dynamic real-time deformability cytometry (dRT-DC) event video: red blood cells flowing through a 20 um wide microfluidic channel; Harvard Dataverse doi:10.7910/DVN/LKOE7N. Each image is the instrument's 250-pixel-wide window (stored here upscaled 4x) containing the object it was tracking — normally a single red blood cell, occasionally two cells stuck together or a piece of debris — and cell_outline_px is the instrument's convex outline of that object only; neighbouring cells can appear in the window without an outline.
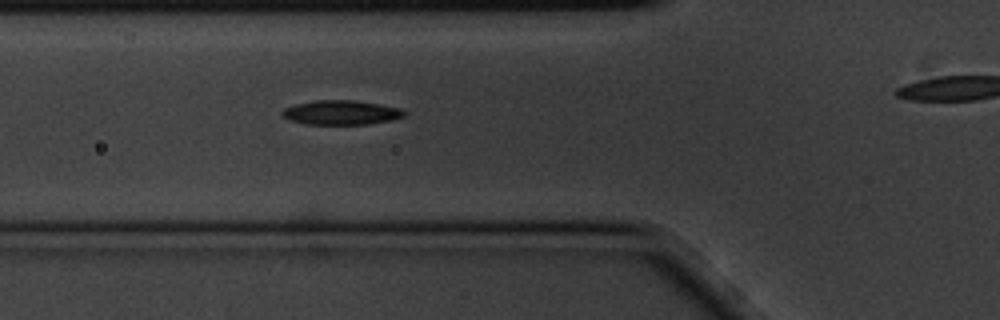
{"species": "common noctule bat (a hibernating species)", "species_latin": "Nyctalus noctula", "temperature_condition": "cold", "stored_images_in_passage": 5, "segment_of_instrument_passage": [1, 2], "camera_frame_rate_fps": 3000, "um_per_image_px": 0.085, "animal": {"sex": "male", "body_mass_g": 20.1, "forearm_length_mm": 53.5}, "frame": {"image": 1, "passage_image": 4, "time_ms": 1.0, "image_size_px": [1000, 320], "cell_outline_px": [[408, 112], [404, 116], [392, 120], [368, 124], [308, 124], [288, 120], [280, 116], [280, 112], [284, 108], [296, 104], [316, 100], [352, 100], [376, 104], [396, 108]], "centroid_in_image_um": [28.93, 9.57], "position_along_channel_um": 96.9, "area_um2": 17.22}}